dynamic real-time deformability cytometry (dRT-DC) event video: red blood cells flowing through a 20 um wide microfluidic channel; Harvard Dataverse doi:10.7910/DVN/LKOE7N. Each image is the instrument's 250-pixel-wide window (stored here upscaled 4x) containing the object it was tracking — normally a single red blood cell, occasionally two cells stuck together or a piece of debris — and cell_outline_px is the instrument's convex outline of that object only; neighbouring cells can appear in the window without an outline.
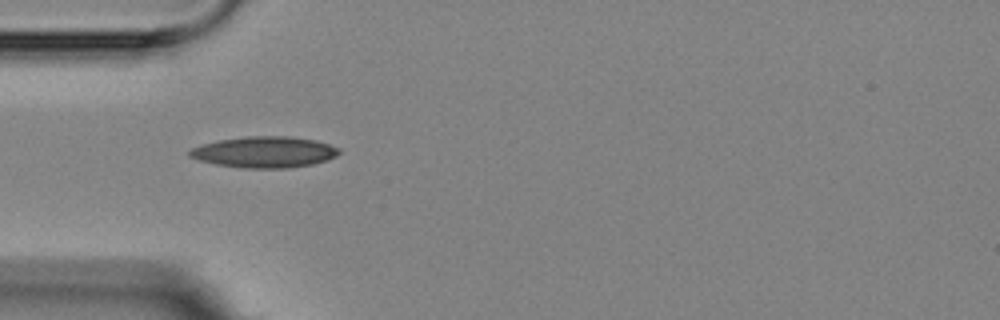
{"species": "Egyptian fruit bat (a non-hibernating species)", "species_latin": "Rousettus aegyptiacus", "temperature_condition": "room temperature", "stored_images_in_passage": 6, "camera_frame_rate_fps": 3000, "um_per_image_px": 0.085, "animal": {"sex": "female"}, "frame": {"image": 1, "passage_image": 5, "time_ms": 4.667, "image_size_px": [1000, 320], "cell_outline_px": [[340, 152], [336, 156], [328, 160], [312, 164], [288, 168], [244, 168], [216, 164], [200, 160], [188, 156], [188, 152], [192, 148], [200, 144], [220, 140], [248, 136], [292, 136], [316, 140], [340, 148]], "centroid_in_image_um": [22.5, 12.92], "position_along_channel_um": 62.5, "area_um2": 27.17}}
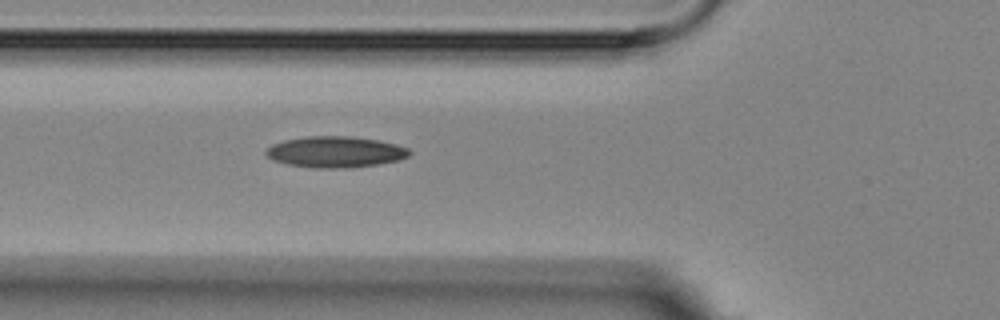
{"frame": {"image": 2, "passage_image": 6, "time_ms": 5.667, "image_size_px": [1000, 320], "cell_outline_px": [[412, 152], [408, 156], [396, 160], [376, 164], [348, 168], [316, 168], [288, 164], [272, 160], [264, 152], [272, 144], [284, 140], [304, 136], [352, 136], [376, 140], [396, 144], [408, 148]], "centroid_in_image_um": [28.48, 12.9], "position_along_channel_um": 97.3, "area_um2": 25.89}}